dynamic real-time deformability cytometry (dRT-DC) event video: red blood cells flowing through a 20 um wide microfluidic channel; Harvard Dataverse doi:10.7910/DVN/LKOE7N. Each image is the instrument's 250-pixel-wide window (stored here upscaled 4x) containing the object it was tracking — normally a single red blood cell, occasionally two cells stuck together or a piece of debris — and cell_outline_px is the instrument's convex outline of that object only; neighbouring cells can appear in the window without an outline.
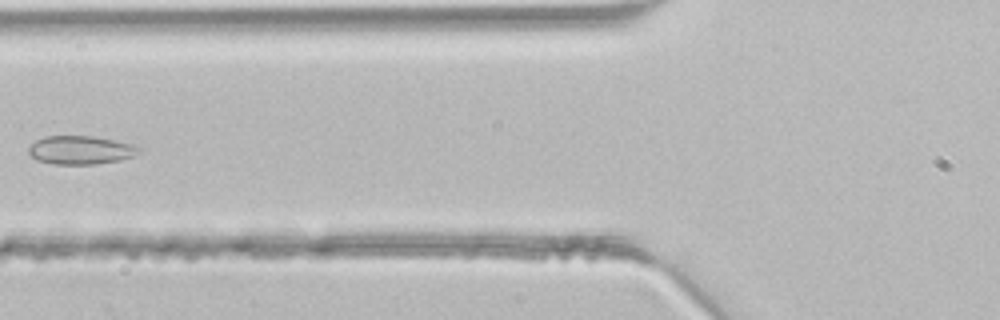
{"species": "common noctule bat (a hibernating species)", "species_latin": "Nyctalus noctula", "temperature_condition": "room temperature", "stored_images_in_passage": 4, "camera_frame_rate_fps": 3000, "um_per_image_px": 0.085, "animal": {"sex": "male", "body_mass_g": 21.5, "forearm_length_mm": 52.0}, "frame": {"image": 1, "passage_image": 4, "time_ms": 1.0, "image_size_px": [1000, 320], "cell_outline_px": [[140, 152], [132, 156], [120, 160], [96, 164], [52, 164], [36, 160], [28, 152], [28, 148], [36, 140], [44, 136], [92, 136], [116, 140], [132, 144], [140, 148]], "centroid_in_image_um": [6.84, 12.75], "position_along_channel_um": 119.0, "area_um2": 18.32}}